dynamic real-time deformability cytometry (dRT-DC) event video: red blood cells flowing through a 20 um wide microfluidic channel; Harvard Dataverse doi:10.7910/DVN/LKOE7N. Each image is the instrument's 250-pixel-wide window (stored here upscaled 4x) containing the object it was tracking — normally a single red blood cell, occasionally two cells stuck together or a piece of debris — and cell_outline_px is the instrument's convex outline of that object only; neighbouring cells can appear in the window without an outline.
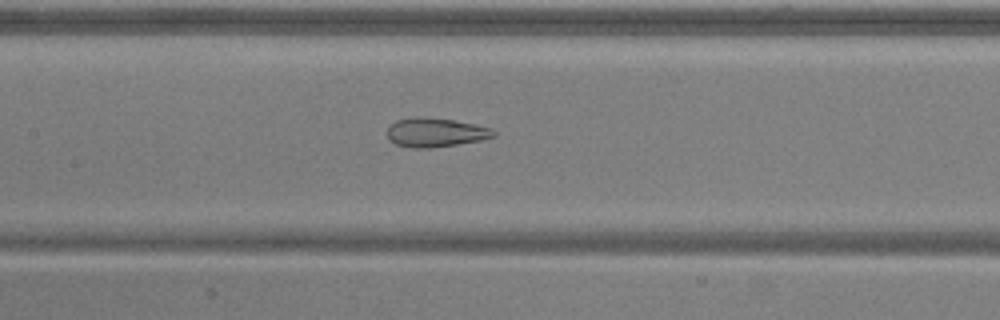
{"species": "common noctule bat (a hibernating species)", "species_latin": "Nyctalus noctula", "temperature_condition": "warm", "stored_images_in_passage": 48, "camera_frame_rate_fps": 3000, "um_per_image_px": 0.085, "animal": {"sex": "male", "body_mass_g": 20.5, "forearm_length_mm": 52.5}, "frame": {"image": 1, "passage_image": 20, "time_ms": 6.333, "image_size_px": [1000, 320], "cell_outline_px": [[496, 136], [480, 140], [432, 148], [412, 148], [396, 144], [388, 140], [388, 124], [396, 120], [416, 116], [420, 116], [452, 120], [476, 124], [492, 128], [496, 132]], "centroid_in_image_um": [37.0, 11.25], "position_along_channel_um": 170.4, "area_um2": 18.15}}
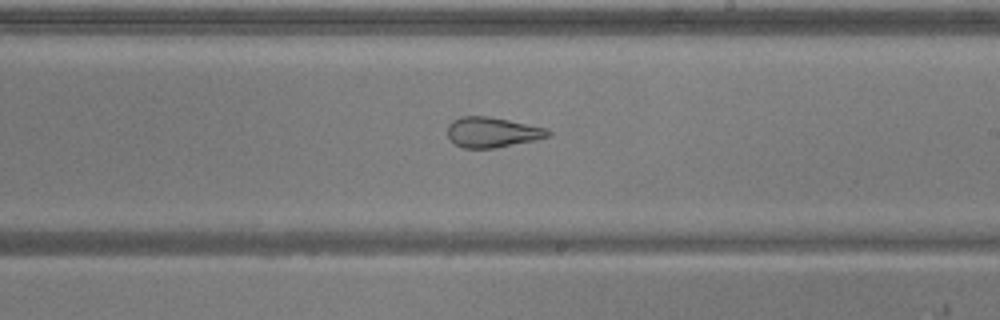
{"frame": {"image": 2, "passage_image": 26, "time_ms": 8.333, "image_size_px": [1000, 320], "cell_outline_px": [[552, 136], [536, 140], [496, 148], [464, 148], [456, 144], [448, 136], [448, 124], [452, 120], [460, 116], [488, 116], [548, 128], [552, 132]], "centroid_in_image_um": [41.88, 11.24], "position_along_channel_um": 247.1, "area_um2": 17.86}}
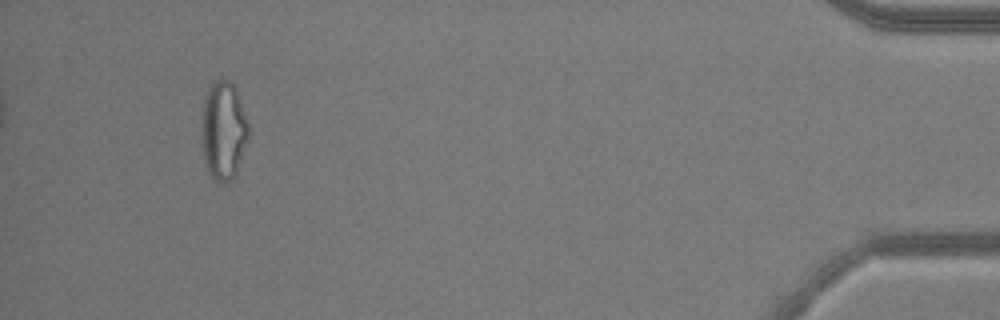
{"frame": {"image": 3, "passage_image": 45, "time_ms": 14.667, "image_size_px": [1000, 320], "cell_outline_px": [[248, 140], [236, 176], [224, 184], [220, 184], [208, 172], [204, 156], [200, 136], [200, 124], [204, 100], [208, 88], [216, 80], [228, 80], [236, 88], [248, 120]], "centroid_in_image_um": [18.99, 11.12], "position_along_channel_um": 416.2, "area_um2": 27.4}, "authors_computed_cell_mechanics": {"area_um2": 23.8136, "velocity_mm_per_s": 3.8621, "shape_relaxation_time_tau1_ms": null, "shape_relaxation_time_tau2_ms": 2.0974, "deformation_change_tau1": null, "deformation_change_tau2": 0.1089}}